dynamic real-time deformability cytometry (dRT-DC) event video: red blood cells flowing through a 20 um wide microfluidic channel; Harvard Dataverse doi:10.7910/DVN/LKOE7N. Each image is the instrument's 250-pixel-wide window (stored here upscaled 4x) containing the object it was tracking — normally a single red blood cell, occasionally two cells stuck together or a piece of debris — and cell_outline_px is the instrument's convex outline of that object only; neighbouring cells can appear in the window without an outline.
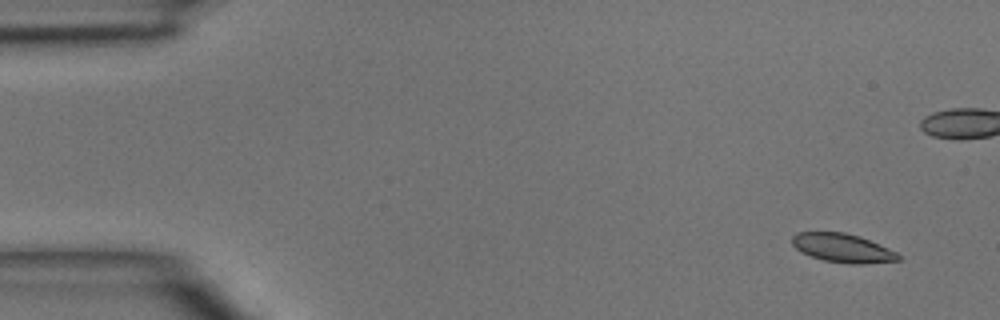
{"species": "common noctule bat (a hibernating species)", "species_latin": "Nyctalus noctula", "temperature_condition": "room temperature", "stored_images_in_passage": 5, "camera_frame_rate_fps": 3000, "um_per_image_px": 0.085, "animal": {"sex": "male", "body_mass_g": 15.6}, "frame": {"image": 1, "passage_image": 1, "time_ms": 0.0, "image_size_px": [1000, 320], "cell_outline_px": [[900, 260], [864, 264], [848, 264], [824, 260], [800, 252], [792, 244], [792, 236], [796, 232], [844, 232], [860, 236], [896, 252], [900, 256]], "centroid_in_image_um": [71.6, 21.08], "position_along_channel_um": 13.4, "area_um2": 17.74}}
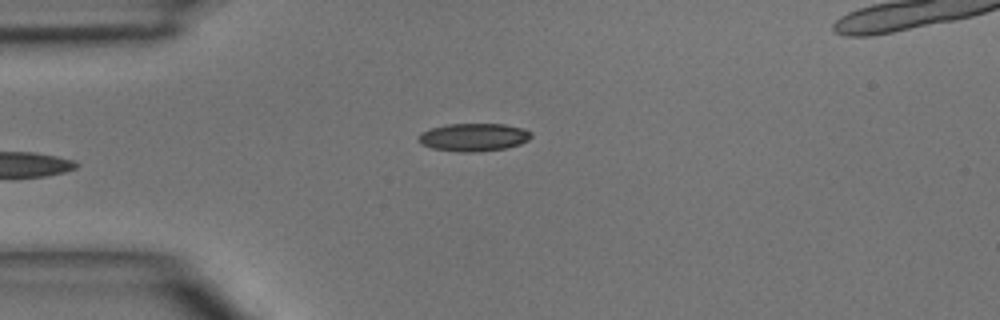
{"frame": {"image": 2, "passage_image": 5, "time_ms": 4.333, "image_size_px": [1000, 320], "cell_outline_px": [[532, 136], [528, 140], [520, 144], [504, 148], [472, 152], [460, 152], [432, 148], [424, 144], [420, 140], [420, 132], [432, 128], [448, 124], [504, 124], [524, 128], [532, 132]], "centroid_in_image_um": [40.31, 11.65], "position_along_channel_um": 44.7, "area_um2": 18.09}}